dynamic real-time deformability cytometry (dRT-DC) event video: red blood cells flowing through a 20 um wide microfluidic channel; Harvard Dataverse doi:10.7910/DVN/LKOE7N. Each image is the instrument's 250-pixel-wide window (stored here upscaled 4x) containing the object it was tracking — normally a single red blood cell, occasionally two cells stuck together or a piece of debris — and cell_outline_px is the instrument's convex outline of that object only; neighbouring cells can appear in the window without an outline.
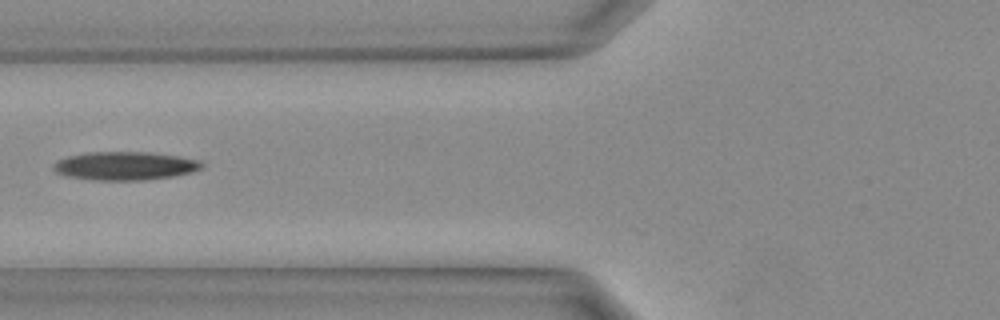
{"species": "Egyptian fruit bat (a non-hibernating species)", "species_latin": "Rousettus aegyptiacus", "temperature_condition": "warm", "stored_images_in_passage": 24, "camera_frame_rate_fps": 3000, "um_per_image_px": 0.085, "animal": {"sex": "female"}, "frame": {"image": 1, "passage_image": 4, "time_ms": 1.0, "image_size_px": [1000, 320], "cell_outline_px": [[204, 168], [192, 172], [172, 176], [140, 180], [92, 180], [64, 176], [56, 172], [52, 168], [60, 160], [72, 156], [92, 152], [152, 152], [180, 156], [200, 160], [204, 164]], "centroid_in_image_um": [10.69, 14.1], "position_along_channel_um": 115.1, "area_um2": 24.45}}
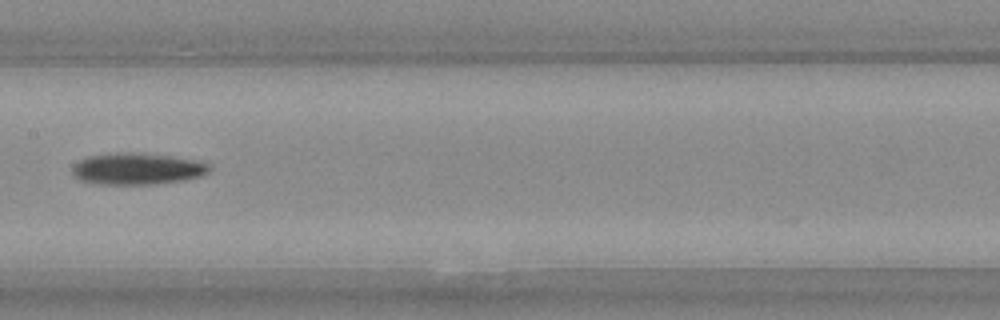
{"frame": {"image": 2, "passage_image": 8, "time_ms": 2.333, "image_size_px": [1000, 320], "cell_outline_px": [[212, 168], [208, 172], [200, 176], [184, 180], [152, 184], [100, 184], [80, 180], [72, 172], [72, 168], [80, 160], [88, 156], [168, 156], [192, 160], [204, 164]], "centroid_in_image_um": [11.67, 14.42], "position_along_channel_um": 195.7, "area_um2": 23.41}}
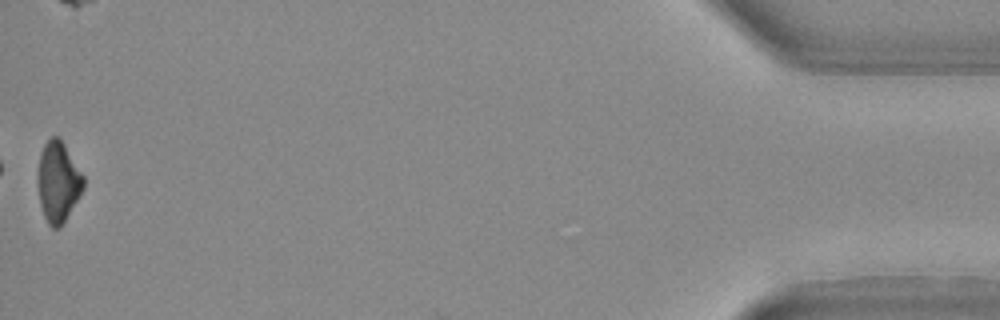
{"frame": {"image": 3, "passage_image": 24, "time_ms": 7.667, "image_size_px": [1000, 320], "cell_outline_px": [[84, 188], [60, 228], [52, 228], [48, 224], [44, 216], [40, 204], [36, 180], [40, 156], [44, 144], [52, 136], [56, 136], [64, 144], [84, 176]], "centroid_in_image_um": [4.92, 15.48], "position_along_channel_um": 430.3, "area_um2": 21.33}}